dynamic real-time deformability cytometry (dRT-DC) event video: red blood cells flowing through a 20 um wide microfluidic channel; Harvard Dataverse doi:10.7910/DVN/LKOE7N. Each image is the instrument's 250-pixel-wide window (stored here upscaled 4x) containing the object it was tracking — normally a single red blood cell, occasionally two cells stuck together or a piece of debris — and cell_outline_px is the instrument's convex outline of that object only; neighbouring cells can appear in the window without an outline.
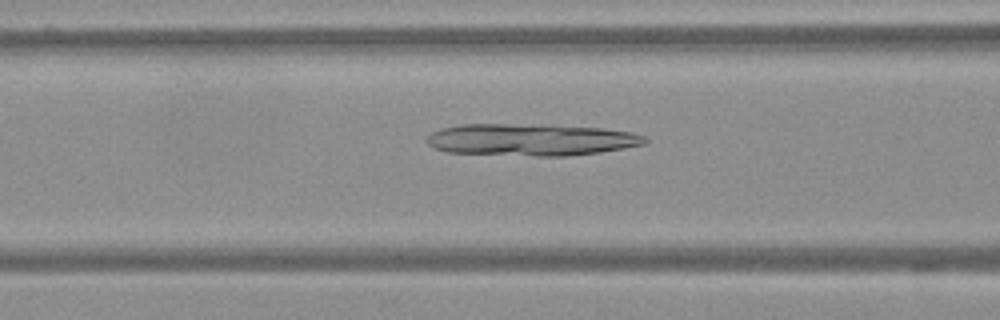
{"species": "Egyptian fruit bat (a non-hibernating species)", "species_latin": "Rousettus aegyptiacus", "temperature_condition": "warm", "stored_images_in_passage": 60, "camera_frame_rate_fps": 3000, "um_per_image_px": 0.085, "frame": {"image": 1, "passage_image": 25, "time_ms": 8.0, "image_size_px": [1000, 320], "cell_outline_px": [[648, 140], [644, 144], [624, 148], [600, 152], [568, 156], [536, 156], [448, 152], [436, 148], [428, 144], [424, 140], [432, 132], [440, 128], [460, 124], [508, 124], [604, 128], [632, 132], [644, 136]], "centroid_in_image_um": [45.11, 11.88], "position_along_channel_um": 121.5, "area_um2": 40.46}}
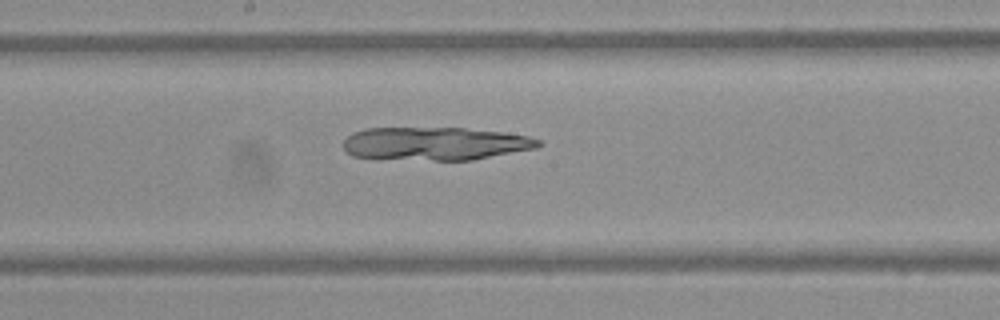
{"frame": {"image": 2, "passage_image": 33, "time_ms": 10.667, "image_size_px": [1000, 320], "cell_outline_px": [[544, 144], [536, 148], [472, 160], [432, 160], [352, 156], [344, 148], [344, 140], [352, 132], [364, 128], [464, 128], [504, 132], [528, 136], [540, 140]], "centroid_in_image_um": [37.03, 12.19], "position_along_channel_um": 211.2, "area_um2": 37.51}}
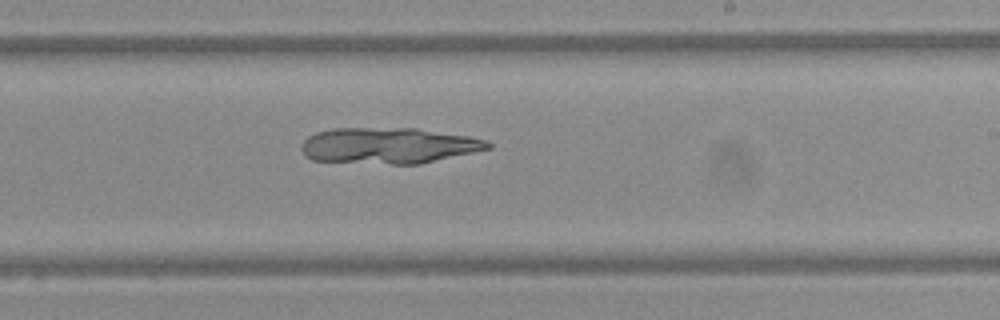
{"frame": {"image": 3, "passage_image": 37, "time_ms": 12.0, "image_size_px": [1000, 320], "cell_outline_px": [[492, 148], [420, 164], [392, 164], [312, 160], [304, 156], [300, 148], [300, 144], [308, 136], [316, 132], [332, 128], [416, 128], [468, 136], [488, 140], [492, 144]], "centroid_in_image_um": [33.01, 12.37], "position_along_channel_um": 256.0, "area_um2": 39.3}}